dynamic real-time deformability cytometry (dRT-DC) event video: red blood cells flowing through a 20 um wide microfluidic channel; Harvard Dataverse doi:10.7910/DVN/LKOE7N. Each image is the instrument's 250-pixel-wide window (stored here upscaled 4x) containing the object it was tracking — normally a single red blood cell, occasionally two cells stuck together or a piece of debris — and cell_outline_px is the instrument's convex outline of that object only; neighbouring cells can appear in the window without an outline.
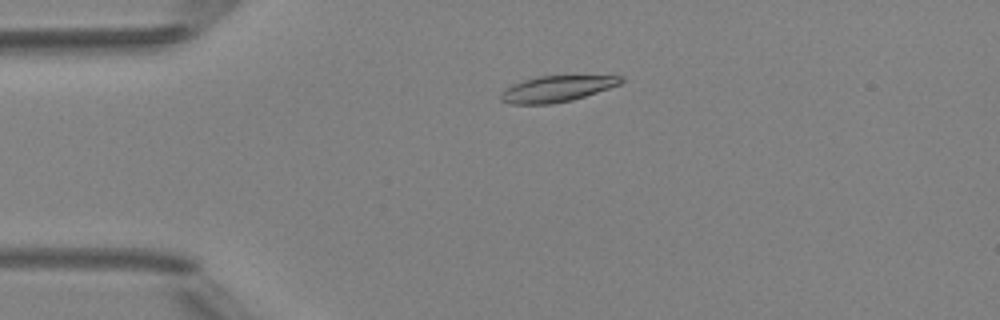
{"species": "Egyptian fruit bat (a non-hibernating species)", "species_latin": "Rousettus aegyptiacus", "temperature_condition": "room temperature", "stored_images_in_passage": 4, "camera_frame_rate_fps": 3000, "um_per_image_px": 0.085, "animal": {"sex": "female"}, "frame": {"image": 1, "passage_image": 3, "time_ms": 2.333, "image_size_px": [1000, 320], "cell_outline_px": [[624, 80], [620, 84], [572, 100], [552, 104], [508, 104], [500, 100], [500, 92], [504, 88], [512, 84], [536, 76], [624, 76]], "centroid_in_image_um": [47.25, 7.55], "position_along_channel_um": 37.7, "area_um2": 18.21}}